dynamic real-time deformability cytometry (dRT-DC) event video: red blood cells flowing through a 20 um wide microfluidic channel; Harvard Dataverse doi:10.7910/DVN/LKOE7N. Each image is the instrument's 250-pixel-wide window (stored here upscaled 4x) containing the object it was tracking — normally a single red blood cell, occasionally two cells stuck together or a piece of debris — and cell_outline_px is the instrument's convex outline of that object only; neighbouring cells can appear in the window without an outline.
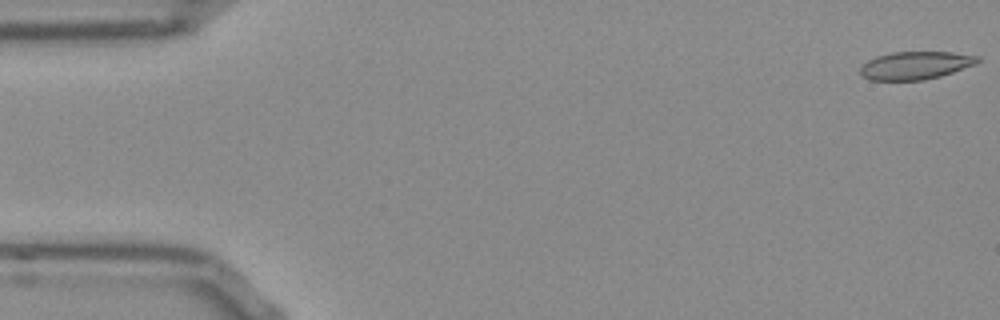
{"species": "Egyptian fruit bat (a non-hibernating species)", "species_latin": "Rousettus aegyptiacus", "temperature_condition": "room temperature", "stored_images_in_passage": 53, "camera_frame_rate_fps": 3000, "um_per_image_px": 0.085, "frame": {"image": 1, "passage_image": 1, "time_ms": 0.0, "image_size_px": [1000, 320], "cell_outline_px": [[980, 60], [976, 64], [940, 76], [924, 80], [868, 80], [860, 76], [860, 68], [868, 60], [876, 56], [892, 52], [952, 52], [980, 56]], "centroid_in_image_um": [77.8, 5.56], "position_along_channel_um": 7.2, "area_um2": 19.13}}
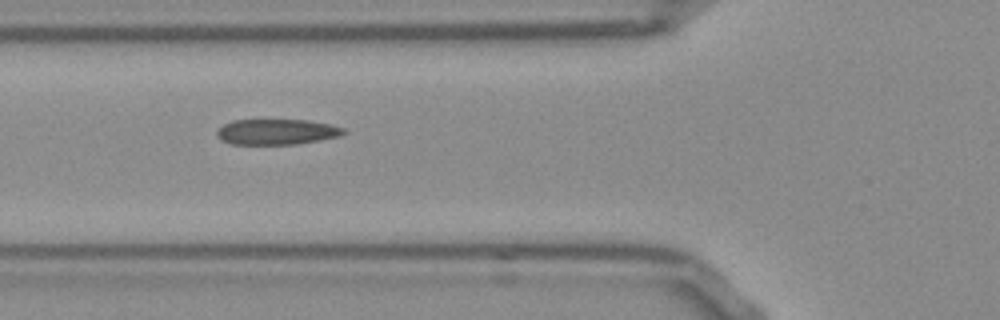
{"frame": {"image": 2, "passage_image": 19, "time_ms": 6.0, "image_size_px": [1000, 320], "cell_outline_px": [[348, 132], [340, 136], [320, 140], [296, 144], [232, 144], [220, 140], [216, 136], [216, 132], [224, 124], [232, 120], [308, 120], [328, 124], [344, 128]], "centroid_in_image_um": [23.52, 11.21], "position_along_channel_um": 102.3, "area_um2": 18.9}}
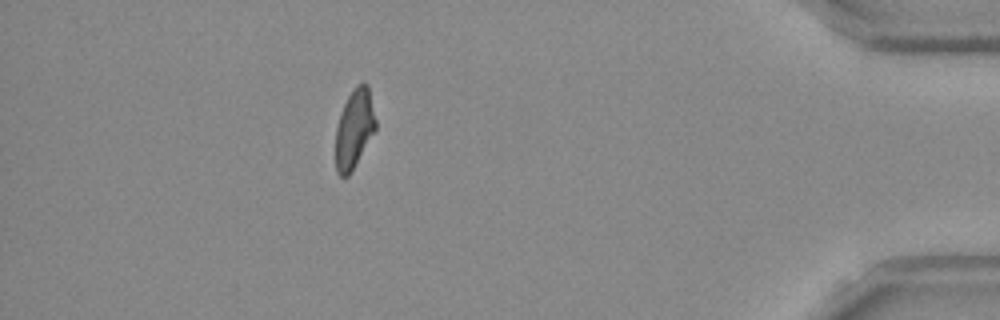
{"frame": {"image": 3, "passage_image": 47, "time_ms": 15.333, "image_size_px": [1000, 320], "cell_outline_px": [[376, 128], [352, 172], [348, 176], [340, 176], [336, 172], [336, 128], [344, 104], [352, 88], [356, 84], [364, 80], [368, 84], [376, 120]], "centroid_in_image_um": [30.12, 10.92], "position_along_channel_um": 405.1, "area_um2": 18.5}, "authors_computed_cell_mechanics": {"area_um2": 19.4208, "velocity_mm_per_s": 3.8083, "shape_relaxation_time_tau1_ms": null, "shape_relaxation_time_tau2_ms": 2.6128, "deformation_change_tau1": null, "deformation_change_tau2": 0.0742}}